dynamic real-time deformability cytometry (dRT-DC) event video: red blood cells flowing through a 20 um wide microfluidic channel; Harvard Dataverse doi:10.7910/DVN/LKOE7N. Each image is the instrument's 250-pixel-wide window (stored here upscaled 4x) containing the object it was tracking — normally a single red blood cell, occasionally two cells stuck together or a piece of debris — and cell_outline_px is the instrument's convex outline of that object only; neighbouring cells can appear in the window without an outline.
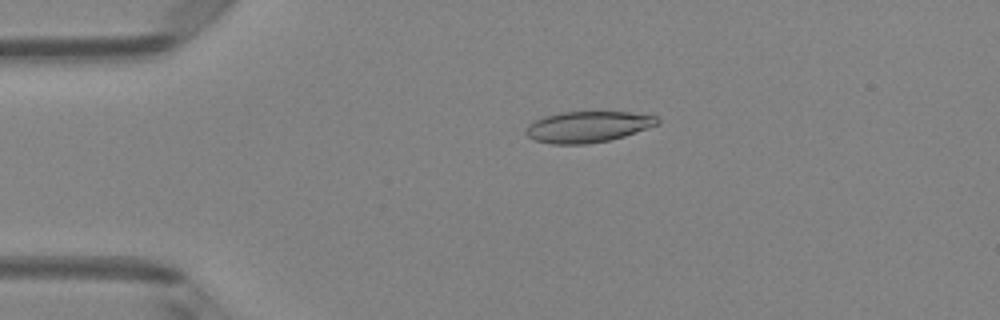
{"species": "Egyptian fruit bat (a non-hibernating species)", "species_latin": "Rousettus aegyptiacus", "temperature_condition": "room temperature", "stored_images_in_passage": 50, "camera_frame_rate_fps": 3000, "um_per_image_px": 0.085, "animal": {"sex": "female"}, "frame": {"image": 1, "passage_image": 11, "time_ms": 3.333, "image_size_px": [1000, 320], "cell_outline_px": [[660, 124], [624, 136], [608, 140], [588, 144], [552, 144], [536, 140], [528, 136], [524, 132], [528, 124], [544, 116], [564, 112], [628, 112], [656, 116], [660, 120]], "centroid_in_image_um": [49.97, 10.78], "position_along_channel_um": 35.0, "area_um2": 23.7}}
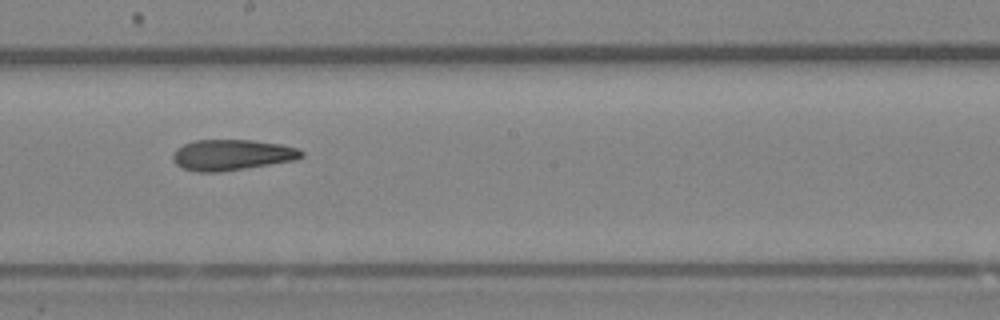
{"frame": {"image": 2, "passage_image": 28, "time_ms": 9.0, "image_size_px": [1000, 320], "cell_outline_px": [[304, 156], [296, 160], [220, 172], [196, 172], [184, 168], [176, 164], [172, 160], [172, 152], [176, 148], [192, 140], [252, 140], [280, 144], [296, 148], [304, 152]], "centroid_in_image_um": [19.68, 13.16], "position_along_channel_um": 228.5, "area_um2": 23.18}}
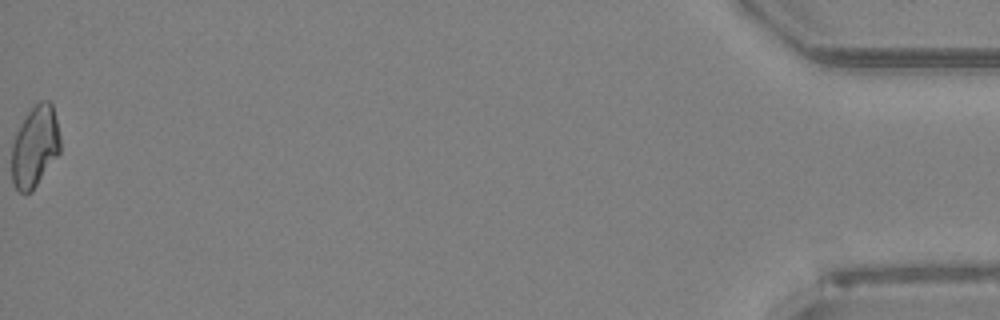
{"frame": {"image": 3, "passage_image": 50, "time_ms": 16.333, "image_size_px": [1000, 320], "cell_outline_px": [[60, 152], [32, 192], [20, 192], [16, 188], [12, 180], [12, 144], [16, 132], [28, 112], [40, 100], [52, 100], [60, 136]], "centroid_in_image_um": [2.98, 12.44], "position_along_channel_um": 432.2, "area_um2": 23.0}, "authors_computed_cell_mechanics": {"area_um2": 23.2356, "velocity_mm_per_s": 4.1346, "shape_relaxation_time_tau1_ms": null, "shape_relaxation_time_tau2_ms": 7.7787, "deformation_change_tau1": null, "deformation_change_tau2": 0.1895}}